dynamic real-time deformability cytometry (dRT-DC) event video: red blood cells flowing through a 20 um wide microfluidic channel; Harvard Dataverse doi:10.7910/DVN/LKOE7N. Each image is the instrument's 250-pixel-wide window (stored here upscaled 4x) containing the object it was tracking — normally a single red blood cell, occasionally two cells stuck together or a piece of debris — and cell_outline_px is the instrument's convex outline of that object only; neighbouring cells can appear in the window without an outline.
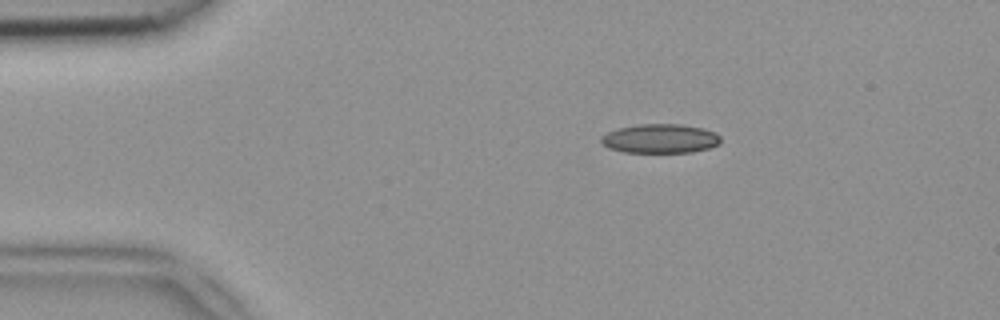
{"species": "common noctule bat (a hibernating species)", "species_latin": "Nyctalus noctula", "temperature_condition": "room temperature", "stored_images_in_passage": 42, "camera_frame_rate_fps": 3000, "um_per_image_px": 0.085, "animal": {"sex": "female", "body_mass_g": 18.4}, "frame": {"image": 1, "passage_image": 1, "time_ms": 0.0, "image_size_px": [1000, 320], "cell_outline_px": [[720, 144], [708, 148], [692, 152], [624, 152], [608, 148], [600, 140], [600, 136], [616, 128], [636, 124], [680, 124], [704, 128], [716, 132], [720, 136]], "centroid_in_image_um": [56.11, 11.77], "position_along_channel_um": 28.9, "area_um2": 20.46}}
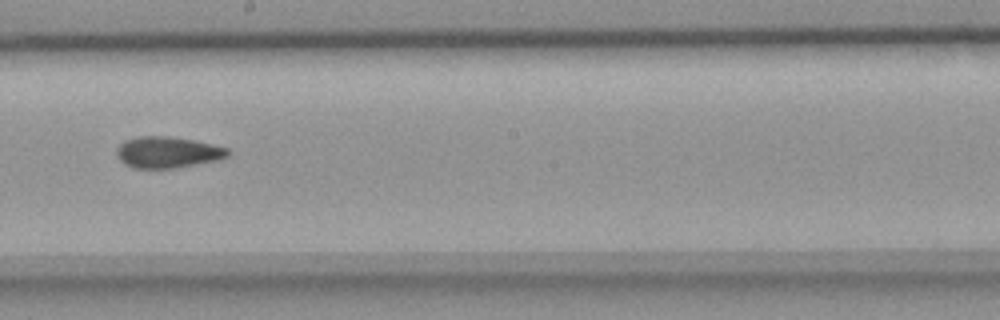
{"frame": {"image": 2, "passage_image": 20, "time_ms": 6.333, "image_size_px": [1000, 320], "cell_outline_px": [[228, 156], [220, 160], [176, 168], [132, 168], [124, 164], [116, 156], [116, 148], [124, 140], [140, 136], [164, 136], [192, 140], [228, 148]], "centroid_in_image_um": [14.21, 12.96], "position_along_channel_um": 234.0, "area_um2": 20.29}}
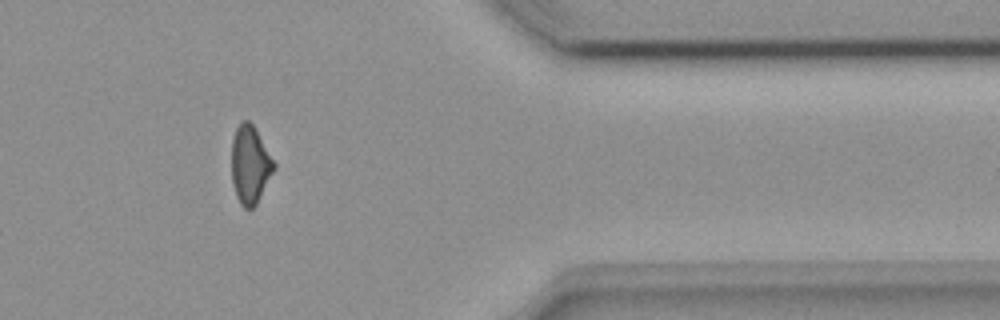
{"frame": {"image": 3, "passage_image": 33, "time_ms": 10.667, "image_size_px": [1000, 320], "cell_outline_px": [[276, 168], [256, 204], [252, 208], [244, 208], [240, 204], [236, 196], [232, 184], [232, 140], [236, 128], [244, 120], [248, 120], [256, 128], [276, 164]], "centroid_in_image_um": [21.27, 14.0], "position_along_channel_um": 390.1, "area_um2": 19.31}}